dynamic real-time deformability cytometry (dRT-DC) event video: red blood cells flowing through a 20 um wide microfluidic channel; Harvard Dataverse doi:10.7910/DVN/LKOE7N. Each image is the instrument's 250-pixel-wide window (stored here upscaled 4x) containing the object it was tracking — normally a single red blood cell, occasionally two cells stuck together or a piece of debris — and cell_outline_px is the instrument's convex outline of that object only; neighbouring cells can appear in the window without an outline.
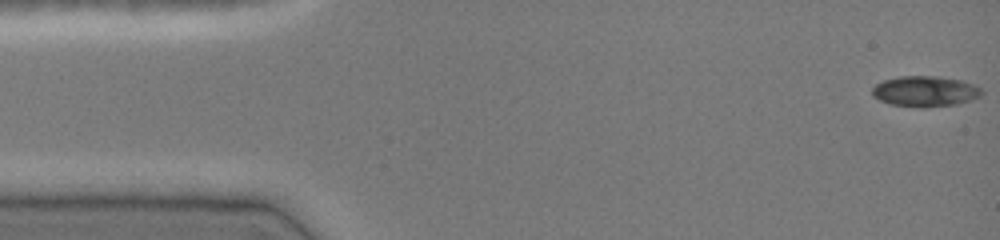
{"species": "common noctule bat (a hibernating species)", "species_latin": "Nyctalus noctula", "temperature_condition": "cold", "stored_images_in_passage": 47, "camera_frame_rate_fps": 3000, "um_per_image_px": 0.085, "animal": {"sex": "female", "body_mass_g": 19.0, "forearm_length_mm": 51.5}, "frame": {"image": 1, "passage_image": 1, "time_ms": 0.0, "image_size_px": [1000, 240], "cell_outline_px": [[984, 92], [980, 96], [956, 104], [924, 108], [920, 108], [892, 104], [880, 100], [872, 96], [872, 88], [876, 84], [884, 80], [900, 76], [940, 76], [960, 80], [976, 84]], "centroid_in_image_um": [78.64, 7.76], "position_along_channel_um": 6.4, "area_um2": 19.59}}
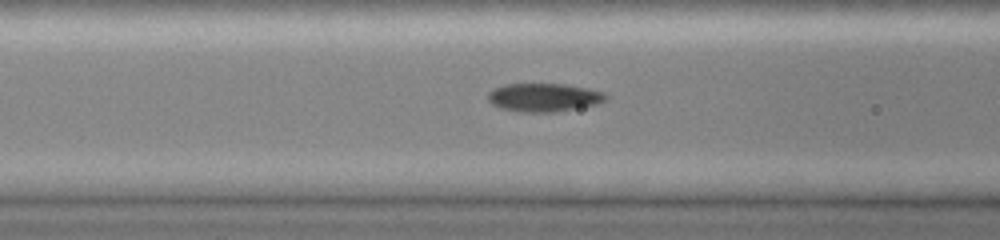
{"frame": {"image": 2, "passage_image": 18, "time_ms": 5.667, "image_size_px": [1000, 240], "cell_outline_px": [[608, 96], [604, 100], [596, 104], [556, 112], [520, 112], [500, 108], [492, 104], [488, 100], [488, 92], [492, 88], [504, 84], [564, 84], [588, 88], [604, 92]], "centroid_in_image_um": [46.19, 8.28], "position_along_channel_um": 120.4, "area_um2": 19.54}}
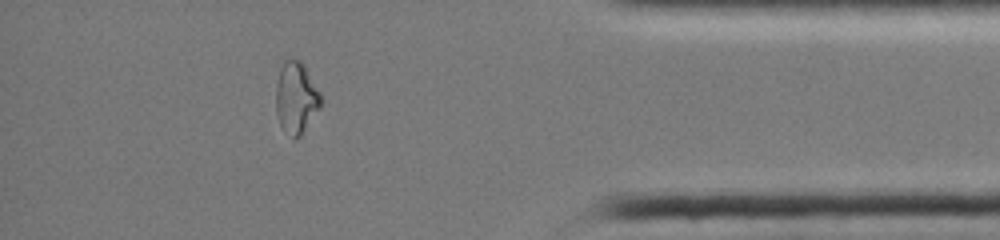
{"frame": {"image": 3, "passage_image": 41, "time_ms": 13.333, "image_size_px": [1000, 240], "cell_outline_px": [[324, 100], [320, 108], [300, 136], [296, 140], [292, 140], [280, 124], [276, 112], [276, 84], [280, 68], [284, 60], [300, 60], [304, 64], [320, 92]], "centroid_in_image_um": [25.18, 8.33], "position_along_channel_um": 410.0, "area_um2": 18.96}, "authors_computed_cell_mechanics": {"area_um2": 19.1318, "velocity_mm_per_s": 4.0806, "shape_relaxation_time_tau1_ms": null, "shape_relaxation_time_tau2_ms": 2.7909, "deformation_change_tau1": null, "deformation_change_tau2": 0.0802}}